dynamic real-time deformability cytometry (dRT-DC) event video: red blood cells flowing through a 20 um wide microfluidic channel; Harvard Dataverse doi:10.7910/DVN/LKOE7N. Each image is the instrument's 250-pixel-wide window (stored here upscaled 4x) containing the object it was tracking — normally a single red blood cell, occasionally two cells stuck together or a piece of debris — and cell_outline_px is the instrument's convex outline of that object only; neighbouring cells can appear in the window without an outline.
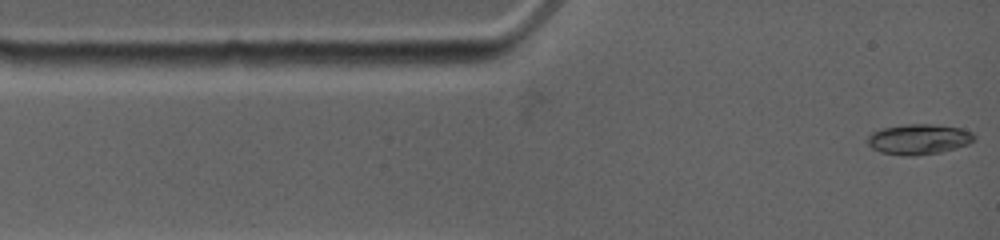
{"species": "common noctule bat (a hibernating species)", "species_latin": "Nyctalus noctula", "temperature_condition": "warm", "stored_images_in_passage": 31, "camera_frame_rate_fps": 4500, "um_per_image_px": 0.085, "animal": {"sex": "female", "body_mass_g": 19.0, "forearm_length_mm": 53.3}, "frame": {"image": 1, "passage_image": 1, "time_ms": 0.0, "image_size_px": [1000, 240], "cell_outline_px": [[976, 140], [968, 144], [956, 148], [940, 152], [916, 156], [904, 156], [880, 152], [872, 148], [868, 144], [868, 136], [872, 132], [880, 128], [904, 124], [932, 124], [960, 128], [972, 132], [976, 136]], "centroid_in_image_um": [78.09, 11.83], "position_along_channel_um": 6.9, "area_um2": 19.07}}
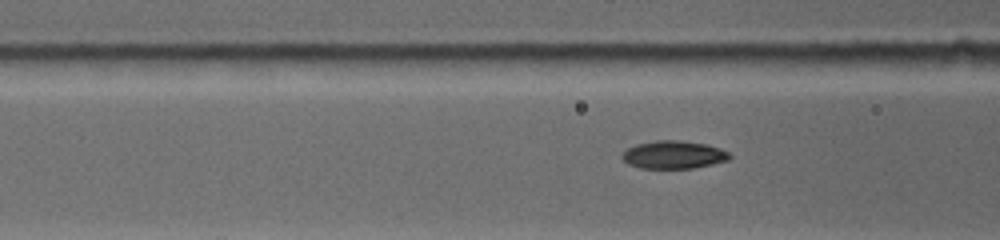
{"frame": {"image": 2, "passage_image": 18, "time_ms": 3.778, "image_size_px": [1000, 240], "cell_outline_px": [[732, 156], [728, 160], [712, 164], [692, 168], [640, 168], [628, 164], [620, 156], [628, 148], [636, 144], [656, 140], [680, 140], [708, 144], [720, 148], [728, 152]], "centroid_in_image_um": [57.26, 13.14], "position_along_channel_um": 109.3, "area_um2": 17.51}}
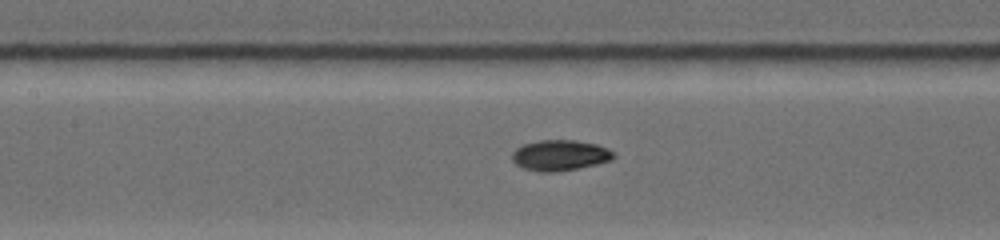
{"frame": {"image": 3, "passage_image": 26, "time_ms": 5.111, "image_size_px": [1000, 240], "cell_outline_px": [[616, 156], [612, 160], [580, 168], [560, 172], [540, 172], [524, 168], [516, 164], [512, 160], [512, 152], [516, 148], [524, 144], [536, 140], [576, 140], [596, 144], [608, 148]], "centroid_in_image_um": [47.6, 13.2], "position_along_channel_um": 159.8, "area_um2": 18.32}}